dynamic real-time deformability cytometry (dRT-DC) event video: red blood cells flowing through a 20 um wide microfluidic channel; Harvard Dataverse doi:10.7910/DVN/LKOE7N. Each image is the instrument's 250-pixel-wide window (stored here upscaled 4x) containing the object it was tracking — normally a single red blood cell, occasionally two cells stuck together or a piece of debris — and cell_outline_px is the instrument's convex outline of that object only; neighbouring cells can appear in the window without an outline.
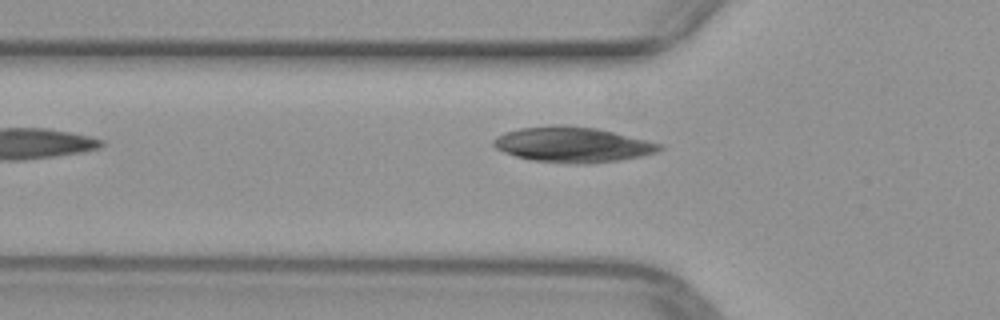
{"species": "common noctule bat (a hibernating species)", "species_latin": "Nyctalus noctula", "temperature_condition": "warm", "stored_images_in_passage": 35, "camera_frame_rate_fps": 3000, "um_per_image_px": 0.085, "animal": {"sex": "female", "body_mass_g": 29.2, "forearm_length_mm": 56.3}, "frame": {"image": 1, "passage_image": 4, "time_ms": 1.0, "image_size_px": [1000, 320], "cell_outline_px": [[664, 148], [656, 152], [640, 156], [616, 160], [584, 164], [576, 164], [532, 160], [516, 156], [504, 152], [496, 148], [492, 144], [492, 140], [496, 136], [504, 132], [520, 128], [556, 124], [564, 124], [596, 128], [664, 144]], "centroid_in_image_um": [48.65, 12.28], "position_along_channel_um": 77.2, "area_um2": 34.16}}
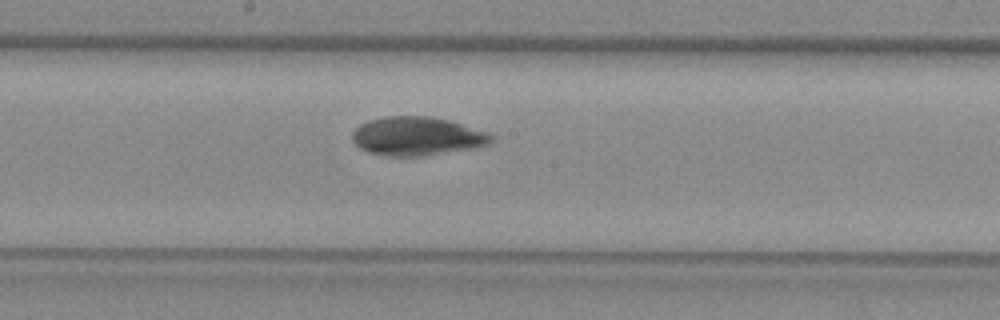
{"frame": {"image": 2, "passage_image": 14, "time_ms": 4.333, "image_size_px": [1000, 320], "cell_outline_px": [[496, 140], [488, 144], [468, 148], [420, 156], [384, 156], [368, 152], [360, 148], [352, 140], [352, 132], [360, 124], [368, 120], [384, 116], [428, 116], [448, 120], [488, 132]], "centroid_in_image_um": [35.4, 11.57], "position_along_channel_um": 212.8, "area_um2": 31.1}}
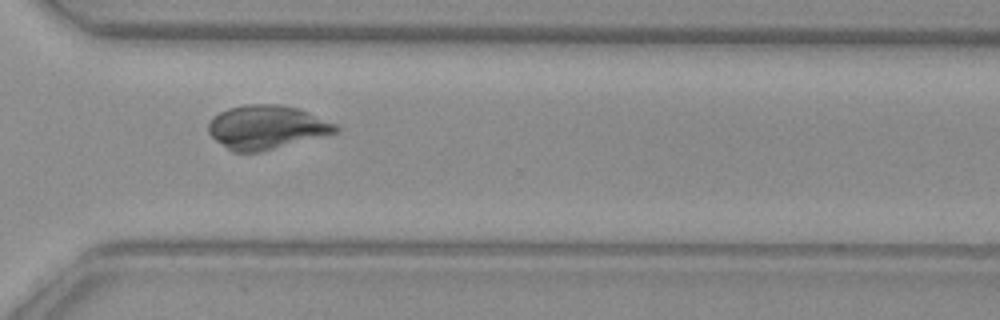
{"frame": {"image": 3, "passage_image": 24, "time_ms": 7.667, "image_size_px": [1000, 320], "cell_outline_px": [[340, 132], [260, 152], [232, 152], [216, 140], [208, 132], [208, 124], [212, 116], [228, 108], [244, 104], [280, 104], [300, 108], [336, 124], [340, 128]], "centroid_in_image_um": [22.67, 10.8], "position_along_channel_um": 347.9, "area_um2": 32.71}}